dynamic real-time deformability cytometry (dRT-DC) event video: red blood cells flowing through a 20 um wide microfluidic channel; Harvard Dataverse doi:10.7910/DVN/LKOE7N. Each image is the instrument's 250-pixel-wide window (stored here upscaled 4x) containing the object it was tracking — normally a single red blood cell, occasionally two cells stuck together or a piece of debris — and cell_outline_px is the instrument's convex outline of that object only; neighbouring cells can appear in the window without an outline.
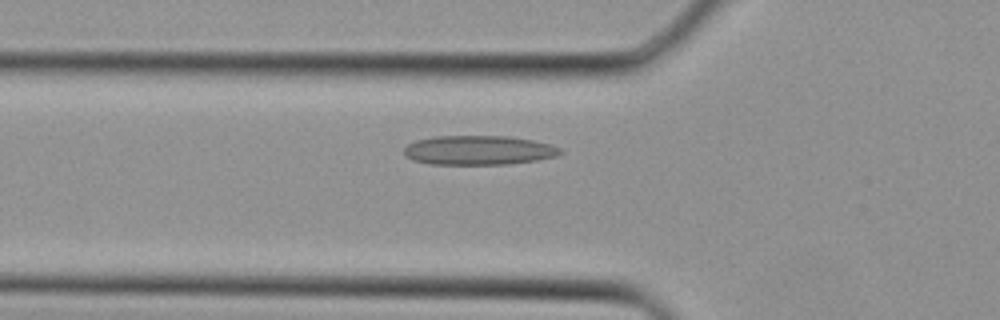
{"species": "Egyptian fruit bat (a non-hibernating species)", "species_latin": "Rousettus aegyptiacus", "temperature_condition": "cold", "stored_images_in_passage": 25, "camera_frame_rate_fps": 3000, "um_per_image_px": 0.085, "animal": {"sex": "female"}, "frame": {"image": 1, "passage_image": 2, "time_ms": 0.333, "image_size_px": [1000, 320], "cell_outline_px": [[564, 152], [556, 156], [536, 160], [508, 164], [428, 164], [412, 160], [404, 152], [404, 148], [408, 144], [416, 140], [436, 136], [508, 136], [532, 140], [548, 144], [560, 148]], "centroid_in_image_um": [40.67, 12.77], "position_along_channel_um": 85.1, "area_um2": 26.59}}
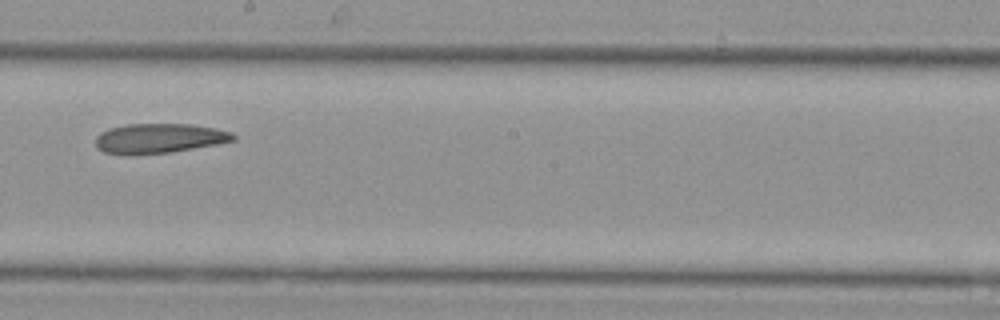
{"frame": {"image": 2, "passage_image": 10, "time_ms": 3.0, "image_size_px": [1000, 320], "cell_outline_px": [[236, 140], [216, 144], [168, 152], [132, 156], [128, 156], [104, 152], [96, 148], [96, 136], [100, 132], [108, 128], [124, 124], [188, 124], [216, 128], [232, 132], [236, 136]], "centroid_in_image_um": [13.47, 11.76], "position_along_channel_um": 234.7, "area_um2": 24.1}}
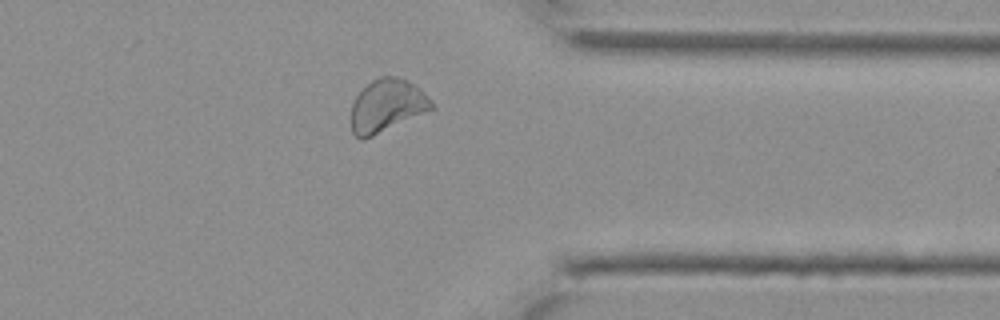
{"frame": {"image": 3, "passage_image": 18, "time_ms": 5.667, "image_size_px": [1000, 320], "cell_outline_px": [[436, 108], [372, 136], [360, 140], [352, 132], [352, 104], [356, 96], [372, 80], [380, 76], [400, 76], [420, 88], [436, 104]], "centroid_in_image_um": [32.93, 8.97], "position_along_channel_um": 378.5, "area_um2": 24.74}}